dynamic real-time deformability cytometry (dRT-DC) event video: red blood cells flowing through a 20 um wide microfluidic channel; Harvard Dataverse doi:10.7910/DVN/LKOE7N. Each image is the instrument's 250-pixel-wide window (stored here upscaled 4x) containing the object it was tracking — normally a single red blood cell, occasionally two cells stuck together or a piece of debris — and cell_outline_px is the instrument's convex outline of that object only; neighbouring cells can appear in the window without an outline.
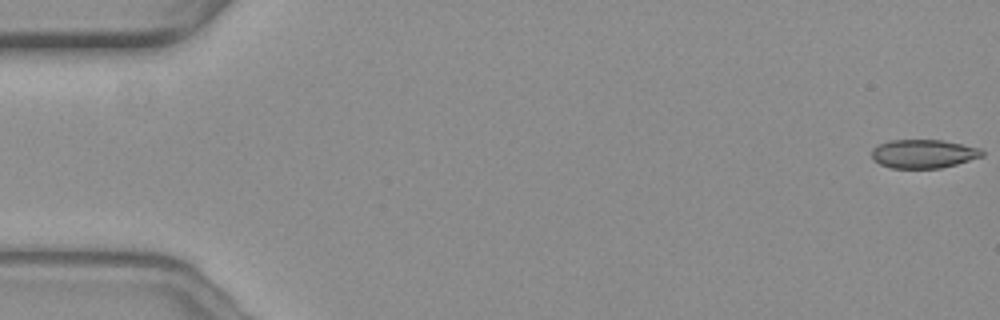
{"species": "common noctule bat (a hibernating species)", "species_latin": "Nyctalus noctula", "temperature_condition": "warm", "stored_images_in_passage": 56, "camera_frame_rate_fps": 3000, "um_per_image_px": 0.085, "animal": {"sex": "female", "body_mass_g": 19.3, "forearm_length_mm": 54.1}, "frame": {"image": 1, "passage_image": 1, "time_ms": 0.0, "image_size_px": [1000, 320], "cell_outline_px": [[984, 156], [956, 164], [940, 168], [892, 168], [880, 164], [872, 156], [872, 148], [888, 140], [944, 140], [980, 148], [984, 152]], "centroid_in_image_um": [78.52, 13.06], "position_along_channel_um": 6.5, "area_um2": 18.38}}
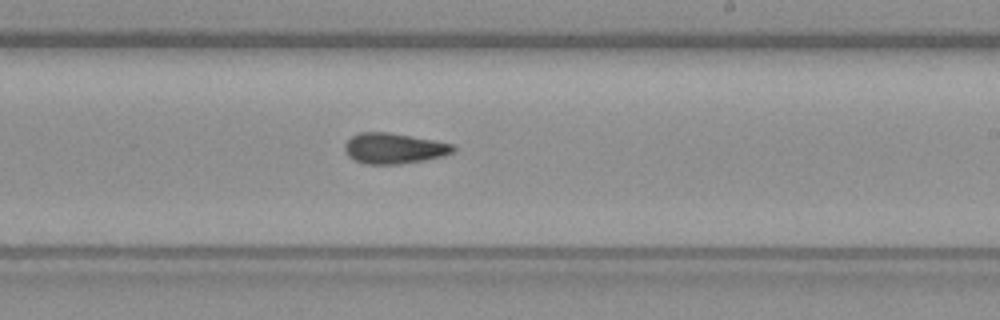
{"frame": {"image": 2, "passage_image": 33, "time_ms": 10.667, "image_size_px": [1000, 320], "cell_outline_px": [[456, 148], [452, 152], [444, 156], [424, 160], [400, 164], [364, 164], [348, 156], [344, 148], [344, 144], [356, 132], [388, 132], [436, 140], [456, 144]], "centroid_in_image_um": [33.51, 12.6], "position_along_channel_um": 255.5, "area_um2": 19.54}}
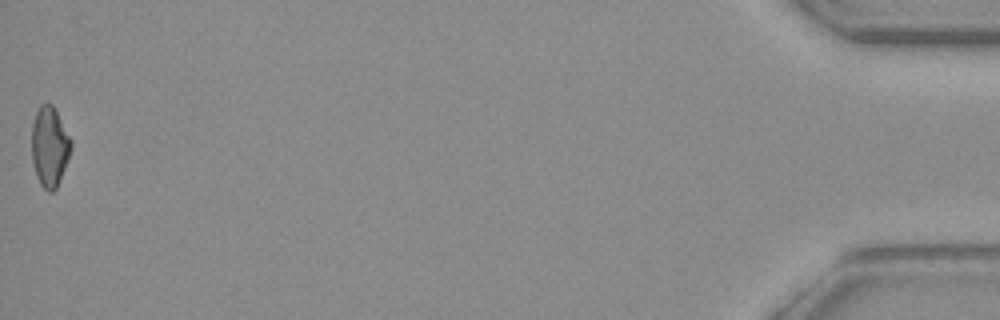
{"frame": {"image": 3, "passage_image": 56, "time_ms": 18.333, "image_size_px": [1000, 320], "cell_outline_px": [[72, 148], [56, 188], [52, 192], [48, 192], [40, 184], [36, 176], [32, 160], [32, 124], [36, 112], [40, 104], [52, 104], [72, 140]], "centroid_in_image_um": [4.21, 12.46], "position_along_channel_um": 431.0, "area_um2": 18.21}, "authors_computed_cell_mechanics": {"area_um2": 19.1896, "velocity_mm_per_s": 3.6601, "shape_relaxation_time_tau1_ms": null, "shape_relaxation_time_tau2_ms": 2.7938, "deformation_change_tau1": null, "deformation_change_tau2": 0.1085}}